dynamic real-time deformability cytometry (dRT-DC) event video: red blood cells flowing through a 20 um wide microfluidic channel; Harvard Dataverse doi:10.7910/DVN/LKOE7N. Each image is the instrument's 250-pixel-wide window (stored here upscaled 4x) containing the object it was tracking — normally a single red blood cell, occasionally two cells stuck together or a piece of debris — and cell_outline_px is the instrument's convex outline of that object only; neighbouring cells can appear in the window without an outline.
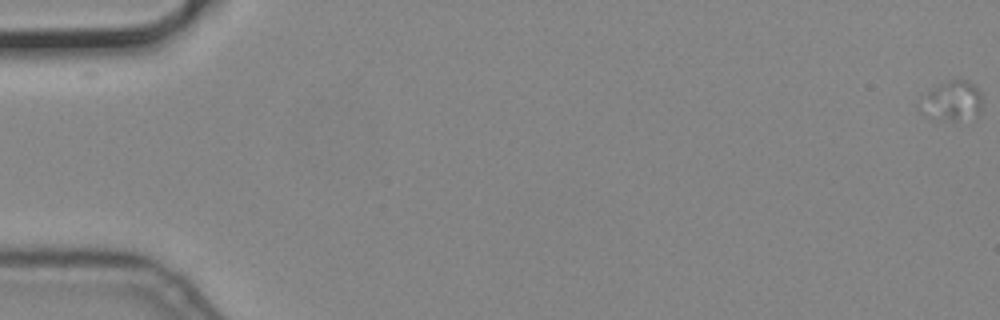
{"species": "common noctule bat (a hibernating species)", "species_latin": "Nyctalus noctula", "temperature_condition": "cold", "stored_images_in_passage": 6, "camera_frame_rate_fps": 3000, "um_per_image_px": 0.085, "animal": {"sex": "male", "body_mass_g": 19.2, "forearm_length_mm": 51.8}, "frame": {"image": 1, "passage_image": 1, "time_ms": 0.0, "image_size_px": [1000, 320], "cell_outline_px": [[980, 112], [972, 124], [952, 120], [944, 116], [924, 100], [924, 96], [928, 92], [940, 84], [948, 80], [960, 76], [976, 84], [980, 92]], "centroid_in_image_um": [81.27, 8.48], "position_along_channel_um": 3.7, "area_um2": 13.24}}